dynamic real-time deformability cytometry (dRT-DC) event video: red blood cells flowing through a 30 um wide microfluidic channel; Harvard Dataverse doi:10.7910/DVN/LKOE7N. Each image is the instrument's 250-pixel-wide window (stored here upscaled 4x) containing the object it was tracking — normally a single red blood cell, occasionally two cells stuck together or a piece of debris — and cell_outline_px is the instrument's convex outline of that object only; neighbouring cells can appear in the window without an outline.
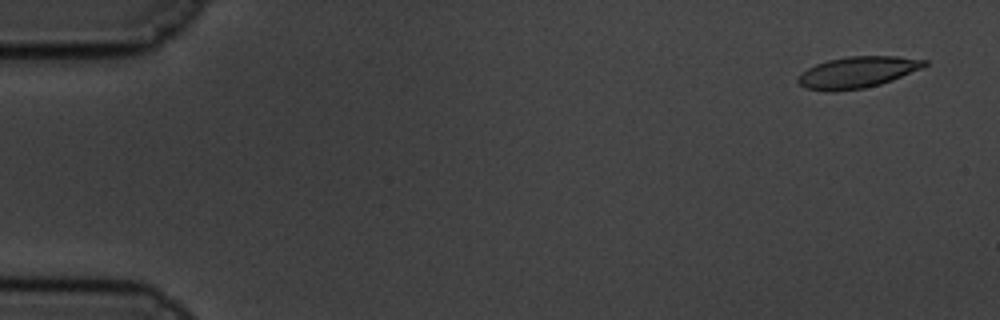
{"species": "common noctule bat (a hibernating species)", "species_latin": "Nyctalus noctula", "temperature_condition": "cold", "stored_images_in_passage": 59, "camera_frame_rate_fps": 3000, "um_per_image_px": 0.085, "animal": {"sex": "male", "body_mass_g": 19.5, "forearm_length_mm": 54.6}, "frame": {"image": 1, "passage_image": 2, "time_ms": 0.333, "image_size_px": [1000, 320], "cell_outline_px": [[928, 64], [924, 68], [892, 80], [880, 84], [864, 88], [836, 92], [828, 92], [804, 88], [796, 80], [796, 76], [808, 68], [816, 64], [828, 60], [848, 56], [896, 56], [928, 60]], "centroid_in_image_um": [72.87, 6.15], "position_along_channel_um": 12.1, "area_um2": 23.41}}
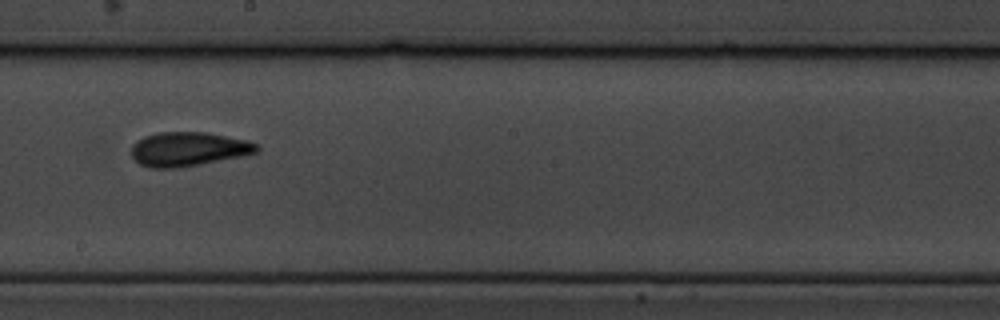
{"frame": {"image": 2, "passage_image": 33, "time_ms": 10.667, "image_size_px": [1000, 320], "cell_outline_px": [[260, 148], [256, 152], [240, 156], [200, 164], [176, 168], [148, 168], [140, 164], [132, 156], [132, 144], [136, 140], [144, 136], [156, 132], [208, 132], [248, 140], [260, 144]], "centroid_in_image_um": [16.0, 12.66], "position_along_channel_um": 232.2, "area_um2": 25.09}}
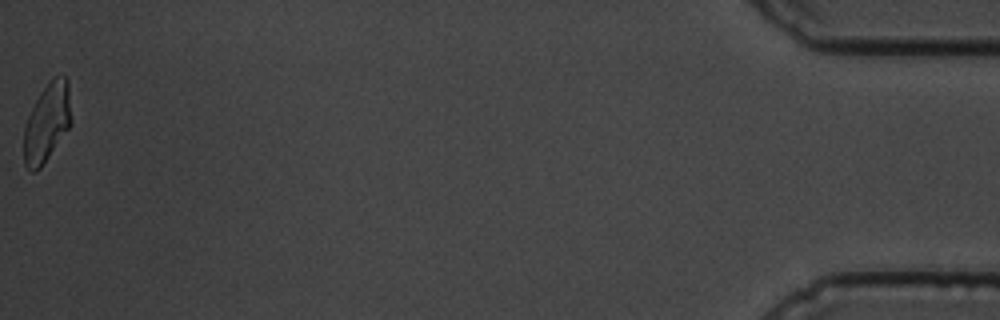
{"frame": {"image": 3, "passage_image": 59, "time_ms": 19.333, "image_size_px": [1000, 320], "cell_outline_px": [[72, 124], [40, 168], [36, 172], [32, 172], [24, 164], [24, 124], [40, 92], [52, 76], [64, 76], [68, 80], [72, 120]], "centroid_in_image_um": [4.0, 10.4], "position_along_channel_um": 431.2, "area_um2": 21.85}, "authors_computed_cell_mechanics": {"area_um2": 23.698, "velocity_mm_per_s": 3.3702, "shape_relaxation_time_tau1_ms": 4.9085, "shape_relaxation_time_tau2_ms": 3.2296, "deformation_change_tau1": 0.1382, "deformation_change_tau2": 0.0933}}